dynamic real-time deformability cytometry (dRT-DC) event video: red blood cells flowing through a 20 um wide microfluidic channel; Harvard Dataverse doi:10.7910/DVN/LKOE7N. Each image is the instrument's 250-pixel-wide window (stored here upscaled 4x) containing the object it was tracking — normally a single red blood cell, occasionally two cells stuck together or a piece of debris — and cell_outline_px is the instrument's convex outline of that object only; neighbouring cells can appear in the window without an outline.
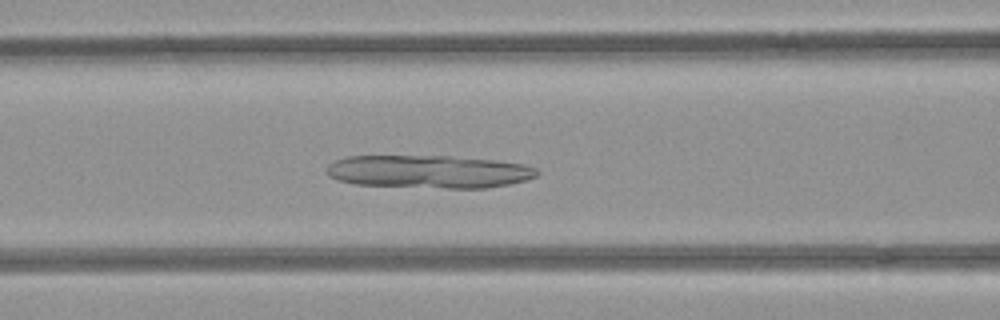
{"species": "common noctule bat (a hibernating species)", "species_latin": "Nyctalus noctula", "temperature_condition": "room temperature", "stored_images_in_passage": 52, "camera_frame_rate_fps": 3000, "um_per_image_px": 0.085, "animal": {"sex": "female", "body_mass_g": 21.9}, "frame": {"image": 1, "passage_image": 21, "time_ms": 6.667, "image_size_px": [1000, 320], "cell_outline_px": [[540, 172], [536, 176], [524, 180], [508, 184], [488, 188], [448, 188], [356, 184], [340, 180], [328, 176], [328, 164], [336, 160], [348, 156], [448, 156], [492, 160], [524, 164], [536, 168]], "centroid_in_image_um": [36.47, 14.58], "position_along_channel_um": 130.1, "area_um2": 40.06}}
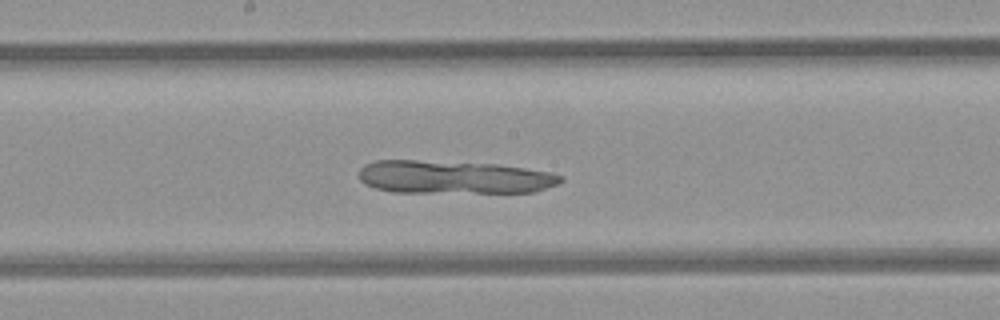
{"frame": {"image": 2, "passage_image": 27, "time_ms": 8.667, "image_size_px": [1000, 320], "cell_outline_px": [[564, 180], [556, 184], [532, 192], [392, 192], [376, 188], [364, 184], [360, 180], [360, 168], [364, 164], [376, 160], [416, 160], [496, 164], [552, 172], [564, 176]], "centroid_in_image_um": [38.55, 15.05], "position_along_channel_um": 209.6, "area_um2": 38.9}}
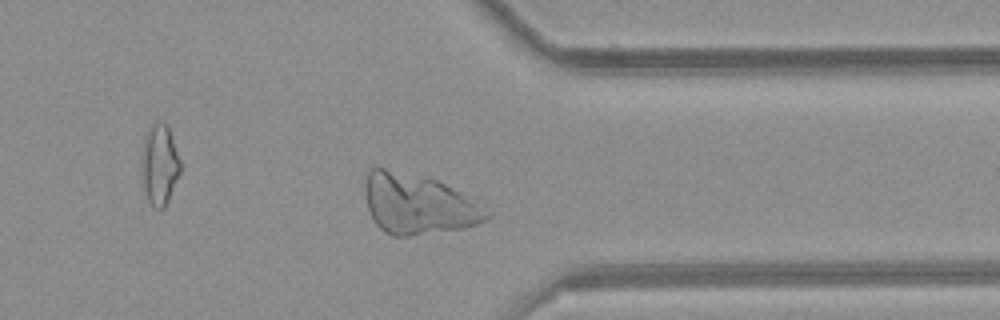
{"frame": {"image": 3, "passage_image": 40, "time_ms": 13.0, "image_size_px": [1000, 320], "cell_outline_px": [[492, 216], [476, 224], [464, 228], [408, 236], [392, 236], [384, 232], [376, 224], [368, 208], [364, 184], [368, 172], [372, 164], [436, 180], [444, 184], [492, 212]], "centroid_in_image_um": [35.48, 17.34], "position_along_channel_um": 375.9, "area_um2": 42.31}}